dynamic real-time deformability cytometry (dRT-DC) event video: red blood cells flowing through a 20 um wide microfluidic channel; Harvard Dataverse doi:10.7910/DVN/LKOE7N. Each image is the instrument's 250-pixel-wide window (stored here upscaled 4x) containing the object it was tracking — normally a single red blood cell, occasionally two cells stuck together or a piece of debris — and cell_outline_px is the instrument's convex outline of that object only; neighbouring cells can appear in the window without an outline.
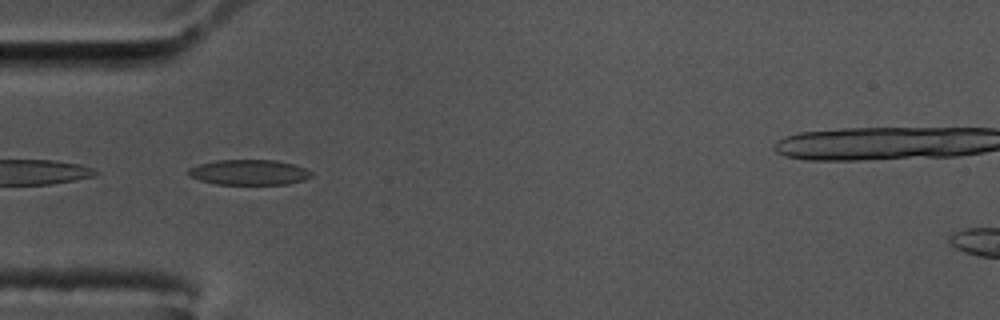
{"species": "common noctule bat (a hibernating species)", "species_latin": "Nyctalus noctula", "temperature_condition": "cold", "stored_images_in_passage": 39, "camera_frame_rate_fps": 3000, "um_per_image_px": 0.085, "animal": {"sex": "male", "body_mass_g": 17.5, "forearm_length_mm": 52.3}, "frame": {"image": 1, "passage_image": 1, "time_ms": 0.0, "image_size_px": [1000, 320], "cell_outline_px": [[312, 176], [304, 180], [288, 184], [216, 184], [200, 180], [188, 176], [188, 168], [200, 164], [216, 160], [276, 160], [296, 164], [312, 172]], "centroid_in_image_um": [21.18, 14.64], "position_along_channel_um": 63.8, "area_um2": 18.21}}
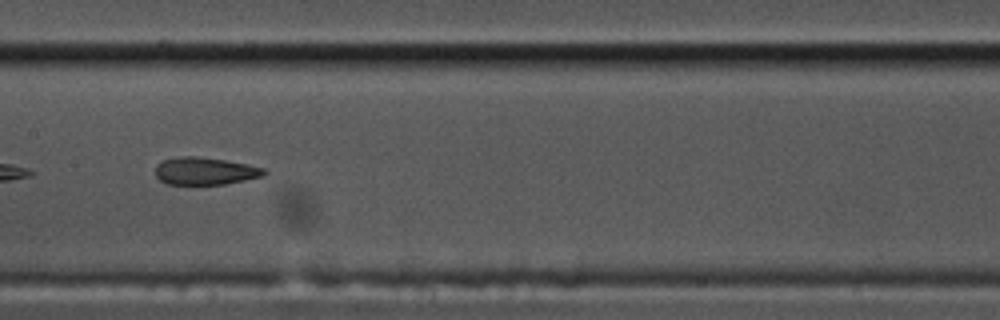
{"frame": {"image": 2, "passage_image": 12, "time_ms": 3.667, "image_size_px": [1000, 320], "cell_outline_px": [[268, 172], [260, 176], [244, 180], [224, 184], [168, 184], [160, 180], [156, 176], [156, 164], [164, 160], [180, 156], [196, 156], [224, 160], [248, 164], [264, 168]], "centroid_in_image_um": [17.41, 14.53], "position_along_channel_um": 190.0, "area_um2": 17.22}, "authors_computed_cell_mechanics": {"area_um2": 18.4382, "velocity_mm_per_s": 3.4652, "shape_relaxation_time_tau1_ms": null, "shape_relaxation_time_tau2_ms": 3.0245, "deformation_change_tau1": null, "deformation_change_tau2": 0.1098}}